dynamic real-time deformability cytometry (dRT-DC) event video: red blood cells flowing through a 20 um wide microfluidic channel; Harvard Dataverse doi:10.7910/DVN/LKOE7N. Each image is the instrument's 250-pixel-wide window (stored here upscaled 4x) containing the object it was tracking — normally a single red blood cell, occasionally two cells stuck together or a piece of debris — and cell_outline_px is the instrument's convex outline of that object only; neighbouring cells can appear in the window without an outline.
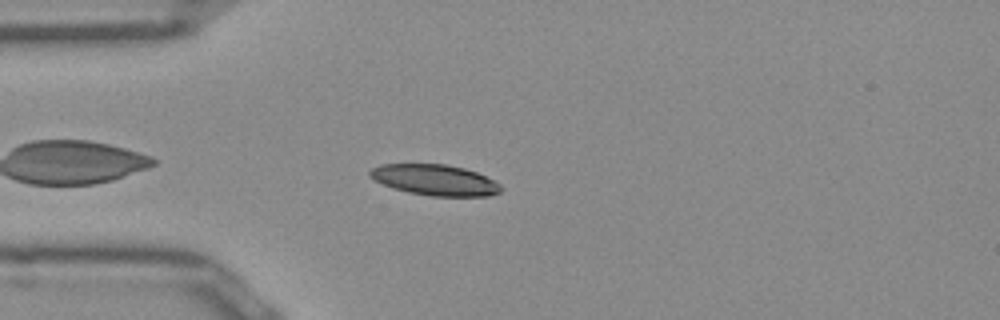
{"species": "Egyptian fruit bat (a non-hibernating species)", "species_latin": "Rousettus aegyptiacus", "temperature_condition": "room temperature", "stored_images_in_passage": 43, "camera_frame_rate_fps": 3000, "um_per_image_px": 0.085, "frame": {"image": 1, "passage_image": 5, "time_ms": 1.333, "image_size_px": [1000, 320], "cell_outline_px": [[504, 188], [500, 192], [488, 196], [432, 196], [408, 192], [392, 188], [368, 176], [368, 172], [372, 168], [380, 164], [444, 164], [464, 168], [476, 172], [500, 184]], "centroid_in_image_um": [36.96, 15.3], "position_along_channel_um": 48.0, "area_um2": 23.47}}
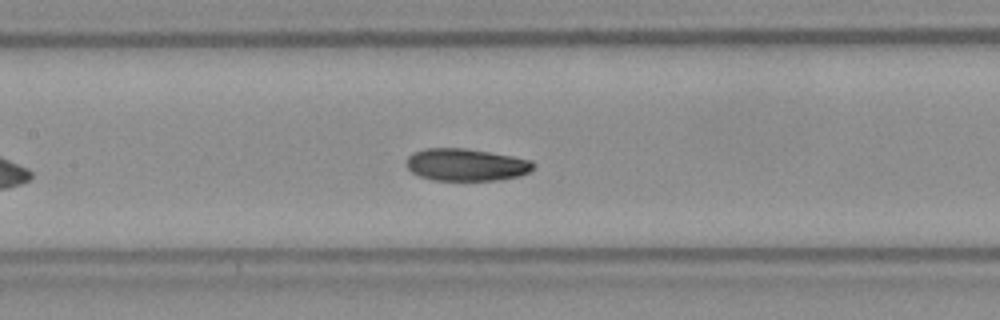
{"frame": {"image": 2, "passage_image": 15, "time_ms": 4.667, "image_size_px": [1000, 320], "cell_outline_px": [[536, 164], [528, 172], [520, 176], [496, 180], [432, 180], [420, 176], [412, 172], [408, 168], [404, 160], [412, 152], [424, 148], [464, 148], [512, 156], [532, 160]], "centroid_in_image_um": [39.59, 14.0], "position_along_channel_um": 167.8, "area_um2": 23.99}}
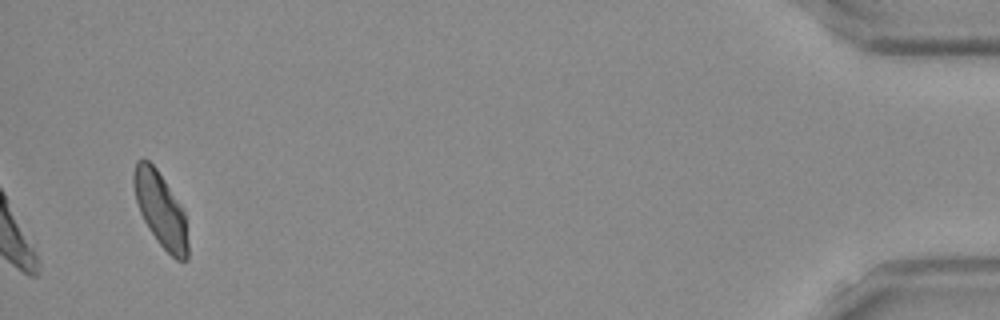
{"frame": {"image": 3, "passage_image": 41, "time_ms": 13.333, "image_size_px": [1000, 320], "cell_outline_px": [[188, 260], [176, 260], [156, 240], [148, 228], [140, 212], [136, 200], [132, 184], [132, 176], [136, 160], [148, 160], [156, 168], [164, 180], [184, 212], [188, 244]], "centroid_in_image_um": [13.63, 17.82], "position_along_channel_um": 421.6, "area_um2": 23.24}, "authors_computed_cell_mechanics": {"area_um2": 24.0448, "velocity_mm_per_s": 3.9091, "shape_relaxation_time_tau1_ms": 4.3216, "shape_relaxation_time_tau2_ms": 2.2322, "deformation_change_tau1": 0.133, "deformation_change_tau2": 0.072}}